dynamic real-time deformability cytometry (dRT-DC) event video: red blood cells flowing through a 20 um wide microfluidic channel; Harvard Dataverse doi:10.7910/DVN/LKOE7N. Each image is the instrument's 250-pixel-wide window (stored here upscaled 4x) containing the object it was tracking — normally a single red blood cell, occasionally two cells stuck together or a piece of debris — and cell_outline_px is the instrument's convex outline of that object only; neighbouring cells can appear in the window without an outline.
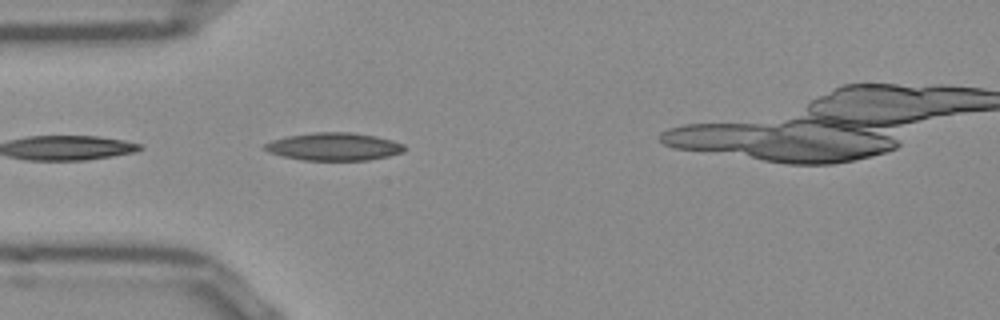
{"species": "Egyptian fruit bat (a non-hibernating species)", "species_latin": "Rousettus aegyptiacus", "temperature_condition": "room temperature", "stored_images_in_passage": 4, "camera_frame_rate_fps": 3000, "um_per_image_px": 0.085, "frame": {"image": 1, "passage_image": 1, "time_ms": 0.0, "image_size_px": [1000, 320], "cell_outline_px": [[404, 152], [388, 156], [368, 160], [304, 160], [284, 156], [268, 152], [264, 148], [264, 144], [272, 140], [288, 136], [316, 132], [352, 132], [376, 136], [392, 140], [404, 144]], "centroid_in_image_um": [28.41, 12.46], "position_along_channel_um": 56.6, "area_um2": 22.48}}